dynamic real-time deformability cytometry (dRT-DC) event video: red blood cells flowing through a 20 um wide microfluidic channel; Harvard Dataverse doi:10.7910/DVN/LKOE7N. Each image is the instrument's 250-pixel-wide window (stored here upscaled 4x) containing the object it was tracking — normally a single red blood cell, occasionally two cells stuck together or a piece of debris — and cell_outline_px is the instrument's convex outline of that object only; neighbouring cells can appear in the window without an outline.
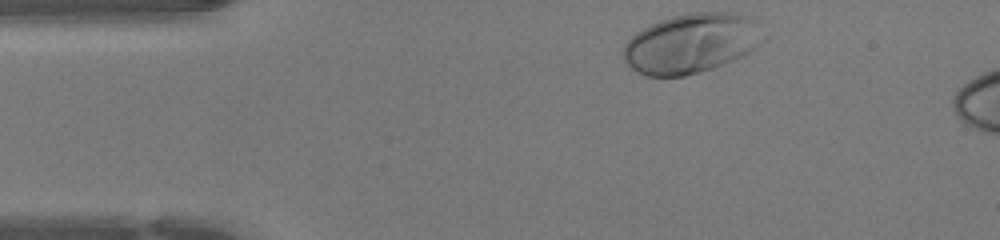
{"species": "human", "species_latin": "Homo sapiens", "temperature_condition": "warm", "stored_images_in_passage": 5, "camera_frame_rate_fps": 3000, "um_per_image_px": 0.085, "donor": {"sex": "female"}, "frame": {"image": 1, "passage_image": 1, "time_ms": 0.0, "image_size_px": [1000, 240], "cell_outline_px": [[768, 40], [748, 52], [732, 60], [712, 68], [700, 72], [684, 76], [644, 76], [628, 68], [624, 64], [624, 44], [636, 32], [660, 20], [672, 16], [692, 12], [740, 12], [752, 16]], "centroid_in_image_um": [58.78, 3.67], "position_along_channel_um": 26.2, "area_um2": 49.19}}